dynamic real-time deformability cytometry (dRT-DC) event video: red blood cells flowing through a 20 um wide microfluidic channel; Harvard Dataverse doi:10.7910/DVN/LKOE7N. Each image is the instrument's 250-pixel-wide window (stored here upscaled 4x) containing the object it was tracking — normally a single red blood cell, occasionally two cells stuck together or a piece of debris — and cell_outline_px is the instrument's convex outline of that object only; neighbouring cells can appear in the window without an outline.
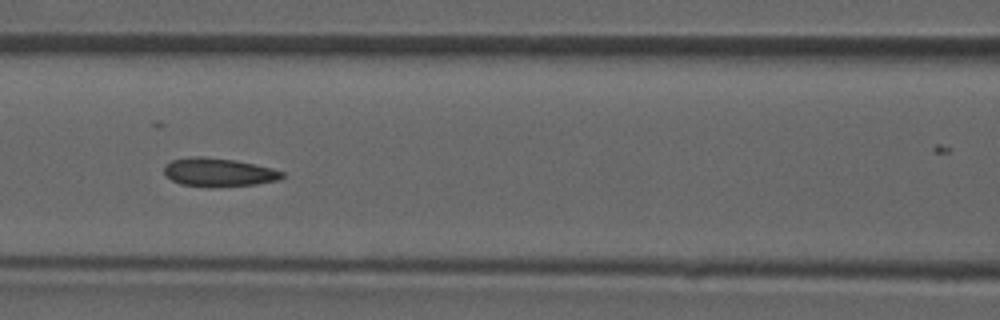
{"species": "common noctule bat (a hibernating species)", "species_latin": "Nyctalus noctula", "temperature_condition": "room temperature", "stored_images_in_passage": 49, "camera_frame_rate_fps": 3000, "um_per_image_px": 0.085, "animal": {"sex": "male", "forearm_length_mm": 52.5}, "frame": {"image": 1, "passage_image": 21, "time_ms": 6.667, "image_size_px": [1000, 320], "cell_outline_px": [[284, 176], [276, 180], [256, 184], [212, 188], [180, 184], [172, 180], [164, 172], [164, 168], [172, 160], [192, 156], [204, 156], [236, 160], [272, 168], [284, 172]], "centroid_in_image_um": [18.58, 14.65], "position_along_channel_um": 148.0, "area_um2": 19.65}}